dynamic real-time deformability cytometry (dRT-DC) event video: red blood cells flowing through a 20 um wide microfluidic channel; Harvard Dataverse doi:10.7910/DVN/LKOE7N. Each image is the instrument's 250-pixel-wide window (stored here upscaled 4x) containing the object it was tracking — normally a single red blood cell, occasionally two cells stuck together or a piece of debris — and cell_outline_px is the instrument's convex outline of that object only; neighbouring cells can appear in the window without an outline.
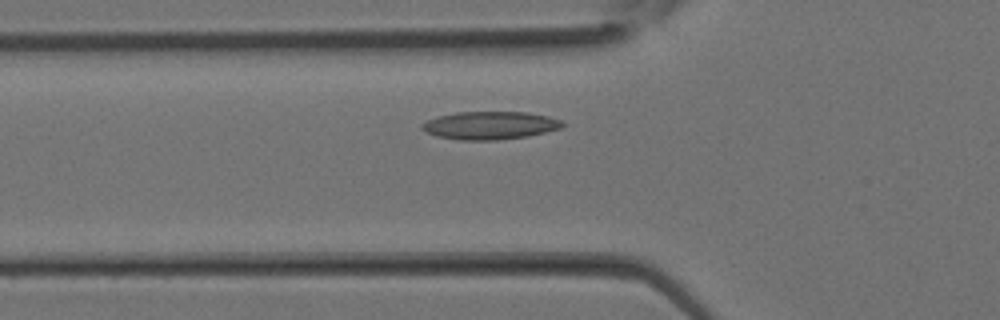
{"species": "Egyptian fruit bat (a non-hibernating species)", "species_latin": "Rousettus aegyptiacus", "temperature_condition": "room temperature", "stored_images_in_passage": 24, "camera_frame_rate_fps": 3000, "um_per_image_px": 0.085, "animal": {"sex": "female"}, "frame": {"image": 1, "passage_image": 2, "time_ms": 0.333, "image_size_px": [1000, 320], "cell_outline_px": [[564, 124], [560, 128], [528, 136], [496, 140], [460, 140], [436, 136], [424, 132], [420, 128], [420, 124], [428, 120], [440, 116], [456, 112], [528, 112], [548, 116], [560, 120]], "centroid_in_image_um": [41.6, 10.66], "position_along_channel_um": 84.2, "area_um2": 22.83}}
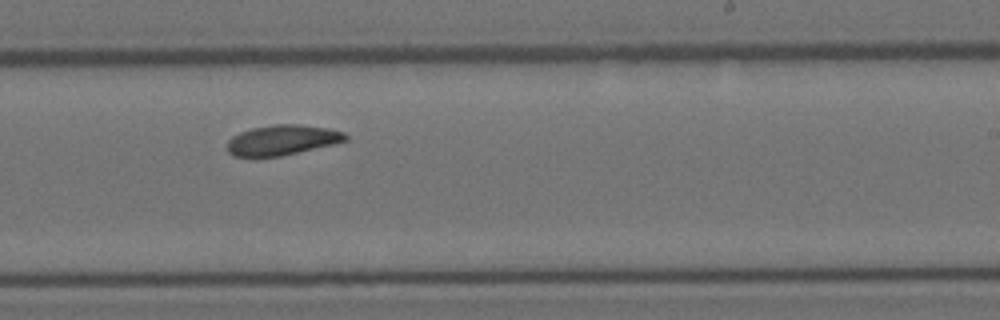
{"frame": {"image": 2, "passage_image": 11, "time_ms": 3.333, "image_size_px": [1000, 320], "cell_outline_px": [[348, 140], [336, 144], [280, 156], [256, 160], [232, 156], [228, 152], [228, 140], [232, 136], [240, 132], [252, 128], [276, 124], [300, 124], [328, 128], [344, 132], [348, 136]], "centroid_in_image_um": [23.95, 11.94], "position_along_channel_um": 265.0, "area_um2": 21.5}}
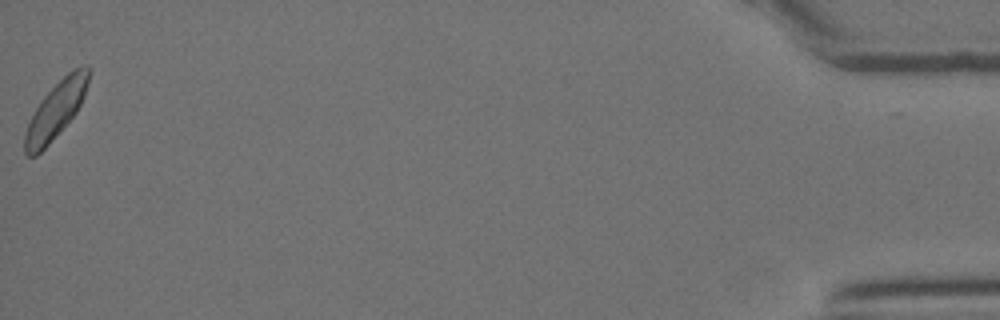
{"frame": {"image": 3, "passage_image": 24, "time_ms": 7.667, "image_size_px": [1000, 320], "cell_outline_px": [[88, 84], [84, 96], [76, 112], [48, 144], [36, 156], [28, 156], [24, 152], [24, 132], [40, 100], [68, 72], [84, 64], [88, 64]], "centroid_in_image_um": [4.73, 9.36], "position_along_channel_um": 430.5, "area_um2": 20.46}}